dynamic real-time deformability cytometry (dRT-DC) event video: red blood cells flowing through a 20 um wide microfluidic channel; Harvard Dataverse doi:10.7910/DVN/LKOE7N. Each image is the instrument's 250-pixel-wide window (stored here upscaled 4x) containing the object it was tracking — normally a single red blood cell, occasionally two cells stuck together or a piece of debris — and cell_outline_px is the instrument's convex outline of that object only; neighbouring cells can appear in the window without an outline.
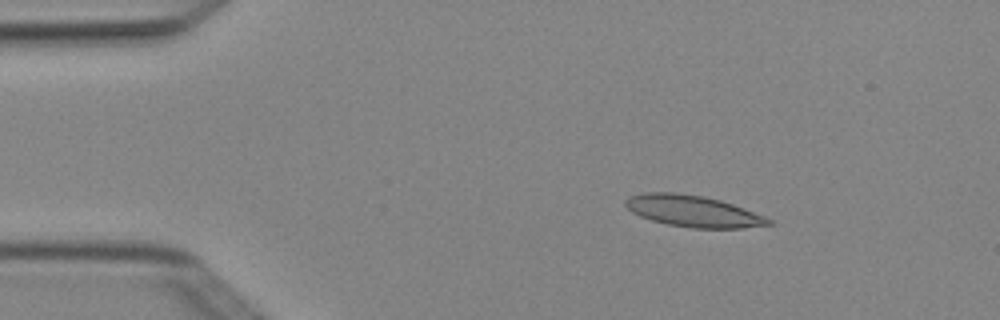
{"species": "Egyptian fruit bat (a non-hibernating species)", "species_latin": "Rousettus aegyptiacus", "temperature_condition": "cold", "stored_images_in_passage": 4, "camera_frame_rate_fps": 3000, "um_per_image_px": 0.085, "animal": {"sex": "female"}, "frame": {"image": 1, "passage_image": 1, "time_ms": 0.0, "image_size_px": [1000, 320], "cell_outline_px": [[772, 224], [744, 228], [692, 228], [668, 224], [652, 220], [640, 216], [632, 212], [624, 204], [624, 200], [628, 196], [644, 192], [676, 192], [704, 196], [720, 200], [744, 208], [764, 216], [772, 220]], "centroid_in_image_um": [58.88, 17.93], "position_along_channel_um": 26.1, "area_um2": 26.24}}
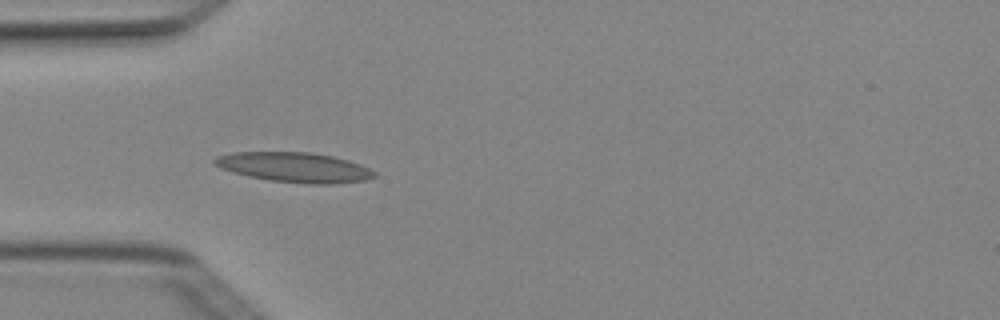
{"frame": {"image": 2, "passage_image": 3, "time_ms": 0.667, "image_size_px": [1000, 320], "cell_outline_px": [[376, 176], [364, 180], [332, 184], [308, 184], [268, 180], [248, 176], [232, 172], [220, 168], [212, 164], [212, 160], [216, 156], [232, 152], [312, 152], [332, 156], [348, 160], [360, 164], [376, 172]], "centroid_in_image_um": [24.98, 14.22], "position_along_channel_um": 60.0, "area_um2": 27.98}}
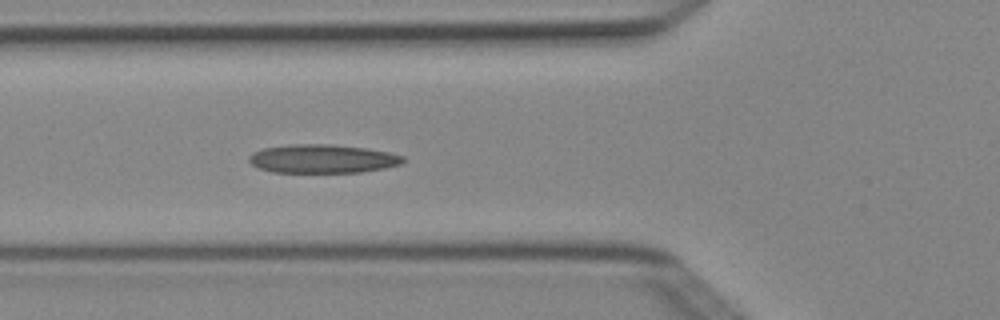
{"frame": {"image": 3, "passage_image": 4, "time_ms": 1.0, "image_size_px": [1000, 320], "cell_outline_px": [[404, 160], [400, 164], [384, 168], [360, 172], [272, 172], [260, 168], [252, 164], [248, 160], [248, 156], [252, 152], [264, 148], [292, 144], [328, 144], [364, 148], [388, 152], [404, 156]], "centroid_in_image_um": [27.38, 13.49], "position_along_channel_um": 98.4, "area_um2": 25.49}}